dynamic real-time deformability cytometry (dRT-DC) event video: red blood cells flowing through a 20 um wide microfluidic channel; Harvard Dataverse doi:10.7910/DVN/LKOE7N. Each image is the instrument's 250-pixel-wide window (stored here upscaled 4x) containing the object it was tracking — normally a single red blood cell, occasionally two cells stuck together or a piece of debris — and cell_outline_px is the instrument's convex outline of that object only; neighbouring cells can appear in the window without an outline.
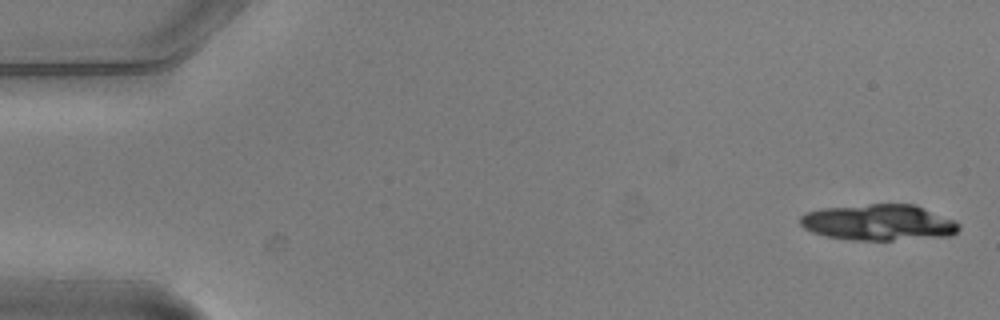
{"species": "common noctule bat (a hibernating species)", "species_latin": "Nyctalus noctula", "temperature_condition": "warm", "stored_images_in_passage": 2, "camera_frame_rate_fps": 3000, "um_per_image_px": 0.085, "animal": {"sex": "male", "body_mass_g": 20.5, "forearm_length_mm": 52.5}, "frame": {"image": 1, "passage_image": 2, "time_ms": 0.333, "image_size_px": [1000, 320], "cell_outline_px": [[960, 228], [952, 236], [892, 240], [852, 240], [828, 236], [812, 232], [804, 228], [800, 224], [800, 216], [804, 212], [820, 208], [868, 204], [916, 204], [956, 220], [960, 224]], "centroid_in_image_um": [74.71, 18.9], "position_along_channel_um": 10.3, "area_um2": 33.76}}